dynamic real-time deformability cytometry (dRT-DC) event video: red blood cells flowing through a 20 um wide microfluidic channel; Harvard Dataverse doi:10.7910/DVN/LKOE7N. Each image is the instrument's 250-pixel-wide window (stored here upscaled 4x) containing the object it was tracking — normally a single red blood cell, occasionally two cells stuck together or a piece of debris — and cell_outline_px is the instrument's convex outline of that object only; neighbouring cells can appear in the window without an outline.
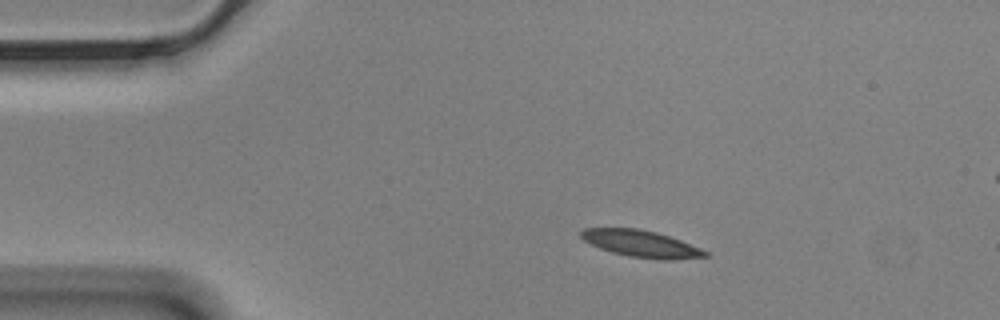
{"species": "Egyptian fruit bat (a non-hibernating species)", "species_latin": "Rousettus aegyptiacus", "temperature_condition": "cold", "stored_images_in_passage": 48, "camera_frame_rate_fps": 3000, "um_per_image_px": 0.085, "animal": {"sex": "male"}, "frame": {"image": 1, "passage_image": 1, "time_ms": 0.0, "image_size_px": [1000, 320], "cell_outline_px": [[708, 256], [672, 260], [660, 260], [628, 256], [612, 252], [600, 248], [584, 240], [580, 236], [580, 232], [584, 228], [640, 228], [656, 232], [680, 240], [700, 248], [708, 252]], "centroid_in_image_um": [54.49, 20.72], "position_along_channel_um": 30.5, "area_um2": 19.31}}
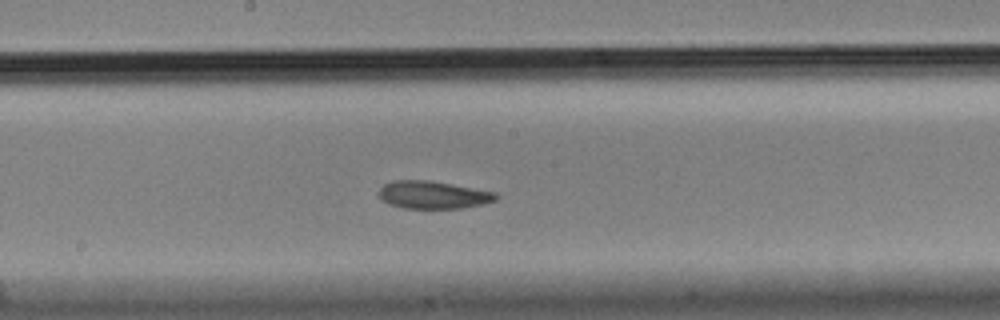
{"frame": {"image": 2, "passage_image": 21, "time_ms": 6.667, "image_size_px": [1000, 320], "cell_outline_px": [[500, 196], [496, 200], [484, 204], [464, 208], [400, 208], [388, 204], [380, 200], [376, 192], [384, 184], [392, 180], [428, 180], [452, 184], [496, 192]], "centroid_in_image_um": [36.78, 16.57], "position_along_channel_um": 211.4, "area_um2": 19.25}}
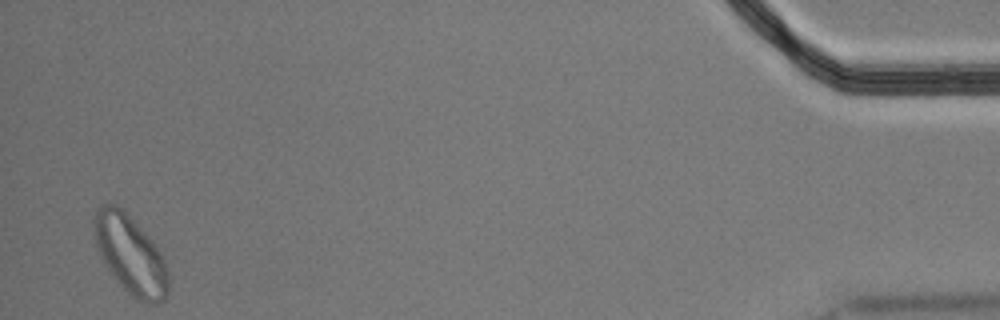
{"frame": {"image": 3, "passage_image": 47, "time_ms": 15.333, "image_size_px": [1000, 320], "cell_outline_px": [[168, 292], [164, 300], [156, 304], [140, 304], [112, 276], [104, 264], [96, 248], [92, 232], [92, 220], [96, 212], [104, 204], [116, 204], [156, 244], [164, 260], [168, 272]], "centroid_in_image_um": [11.06, 21.7], "position_along_channel_um": 424.1, "area_um2": 34.22}, "authors_computed_cell_mechanics": {"area_um2": 19.8254, "velocity_mm_per_s": 3.4381, "shape_relaxation_time_tau1_ms": 9.0474, "shape_relaxation_time_tau2_ms": 6.9158, "deformation_change_tau1": 0.1491, "deformation_change_tau2": 0.1225}}